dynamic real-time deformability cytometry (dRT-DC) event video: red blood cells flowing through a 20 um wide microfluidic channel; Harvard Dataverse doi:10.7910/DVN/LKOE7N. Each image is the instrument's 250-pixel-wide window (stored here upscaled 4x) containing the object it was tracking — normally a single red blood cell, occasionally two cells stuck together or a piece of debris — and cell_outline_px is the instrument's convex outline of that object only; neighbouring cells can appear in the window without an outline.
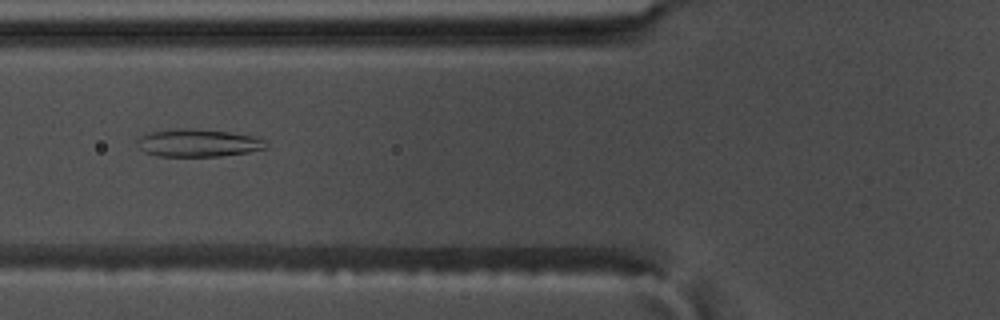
{"species": "common noctule bat (a hibernating species)", "species_latin": "Nyctalus noctula", "temperature_condition": "warm", "stored_images_in_passage": 54, "camera_frame_rate_fps": 3000, "um_per_image_px": 0.085, "animal": {"sex": "male", "body_mass_g": 17.5, "forearm_length_mm": 52.3}, "frame": {"image": 1, "passage_image": 19, "time_ms": 6.0, "image_size_px": [1000, 320], "cell_outline_px": [[264, 148], [244, 152], [216, 156], [164, 156], [148, 152], [144, 136], [156, 132], [224, 132], [248, 136], [260, 140]], "centroid_in_image_um": [16.98, 12.22], "position_along_channel_um": 108.8, "area_um2": 17.57}}
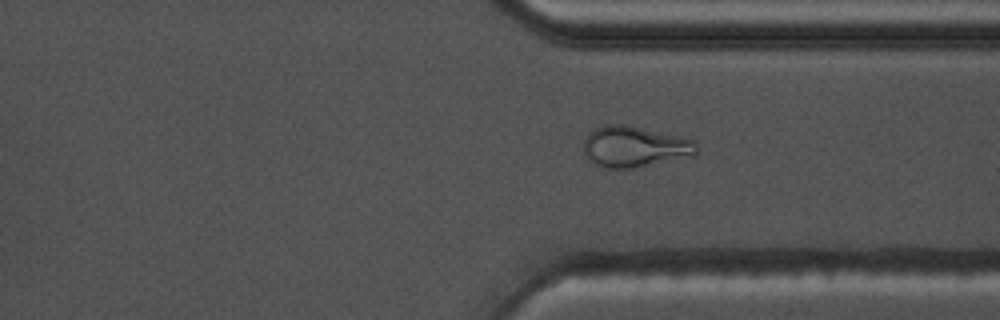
{"frame": {"image": 2, "passage_image": 40, "time_ms": 13.0, "image_size_px": [1000, 320], "cell_outline_px": [[696, 152], [624, 168], [612, 168], [600, 164], [584, 148], [588, 136], [592, 132], [600, 128], [632, 128], [692, 140]], "centroid_in_image_um": [53.9, 12.49], "position_along_channel_um": 357.5, "area_um2": 22.83}}
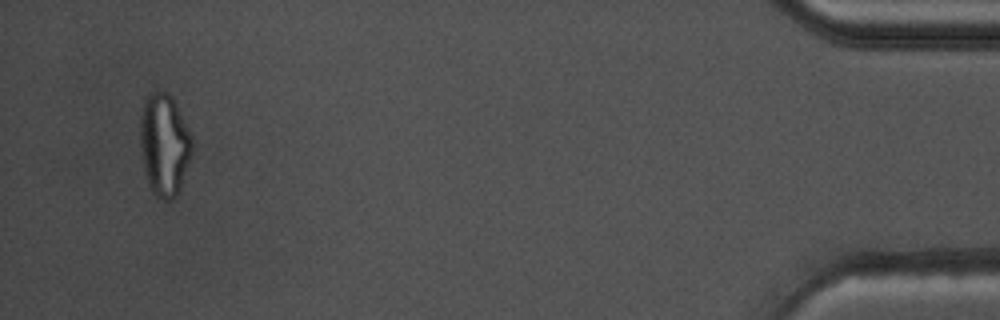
{"frame": {"image": 3, "passage_image": 52, "time_ms": 17.0, "image_size_px": [1000, 320], "cell_outline_px": [[192, 144], [180, 184], [176, 192], [172, 196], [160, 196], [152, 188], [148, 180], [144, 164], [144, 104], [148, 96], [156, 92], [164, 92], [172, 100], [192, 140]], "centroid_in_image_um": [14.0, 12.27], "position_along_channel_um": 421.2, "area_um2": 27.11}, "authors_computed_cell_mechanics": {"area_um2": 19.7676, "velocity_mm_per_s": 3.5468, "shape_relaxation_time_tau1_ms": null, "shape_relaxation_time_tau2_ms": 3.3585, "deformation_change_tau1": null, "deformation_change_tau2": 0.1118}}